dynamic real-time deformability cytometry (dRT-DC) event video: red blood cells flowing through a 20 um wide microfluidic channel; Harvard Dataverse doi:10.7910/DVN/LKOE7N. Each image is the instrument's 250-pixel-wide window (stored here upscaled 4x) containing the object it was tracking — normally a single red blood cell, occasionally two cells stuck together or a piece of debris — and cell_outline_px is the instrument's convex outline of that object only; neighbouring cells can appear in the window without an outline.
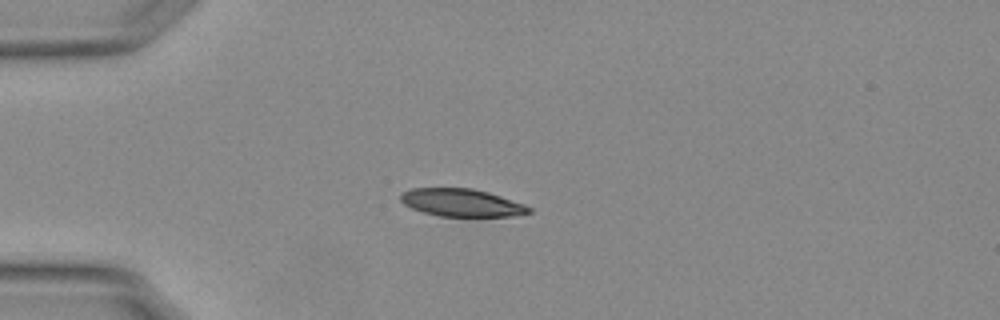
{"species": "Egyptian fruit bat (a non-hibernating species)", "species_latin": "Rousettus aegyptiacus", "temperature_condition": "warm", "stored_images_in_passage": 35, "camera_frame_rate_fps": 3000, "um_per_image_px": 0.085, "animal": {"sex": "female"}, "frame": {"image": 1, "passage_image": 4, "time_ms": 1.0, "image_size_px": [1000, 320], "cell_outline_px": [[532, 212], [512, 216], [476, 220], [472, 220], [440, 216], [424, 212], [412, 208], [404, 204], [400, 200], [400, 196], [404, 192], [412, 188], [472, 188], [488, 192], [524, 204], [532, 208]], "centroid_in_image_um": [39.31, 17.29], "position_along_channel_um": 45.7, "area_um2": 21.62}}
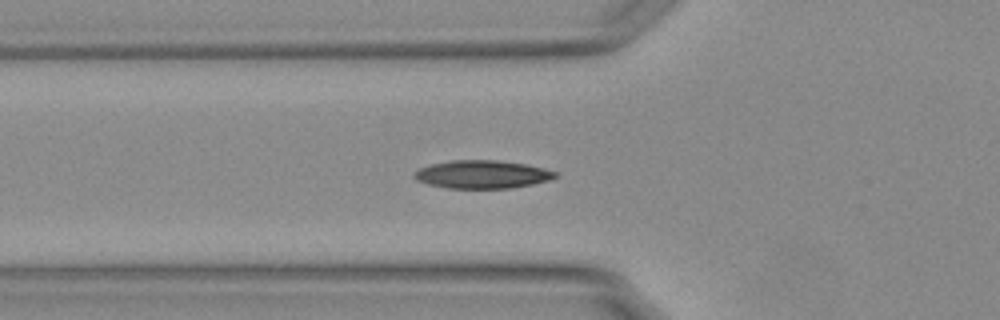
{"frame": {"image": 2, "passage_image": 9, "time_ms": 2.667, "image_size_px": [1000, 320], "cell_outline_px": [[560, 176], [552, 180], [512, 188], [448, 188], [428, 184], [416, 180], [412, 176], [412, 172], [420, 168], [432, 164], [452, 160], [496, 160], [524, 164], [544, 168], [556, 172]], "centroid_in_image_um": [41.0, 14.82], "position_along_channel_um": 84.8, "area_um2": 23.18}}
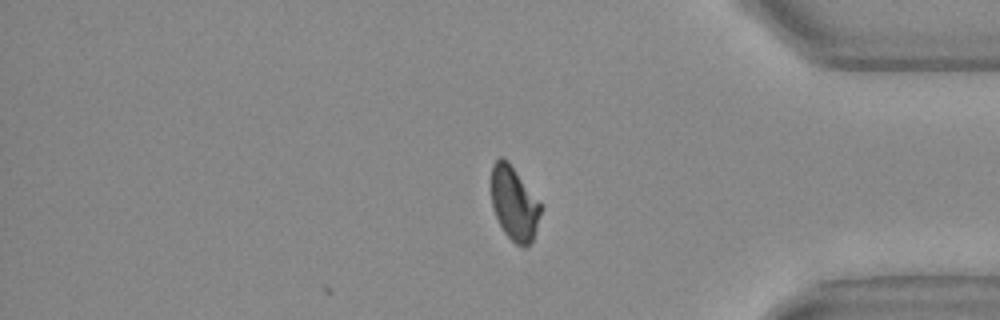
{"frame": {"image": 3, "passage_image": 35, "time_ms": 11.333, "image_size_px": [1000, 320], "cell_outline_px": [[540, 212], [532, 240], [524, 248], [516, 244], [504, 232], [492, 208], [492, 164], [500, 156], [508, 160], [540, 204]], "centroid_in_image_um": [43.67, 17.28], "position_along_channel_um": 391.5, "area_um2": 20.63}, "authors_computed_cell_mechanics": {"area_um2": 22.3108, "velocity_mm_per_s": 3.7661, "shape_relaxation_time_tau1_ms": 7.1324, "shape_relaxation_time_tau2_ms": 2.4933, "deformation_change_tau1": 0.1938, "deformation_change_tau2": 0.0585}}